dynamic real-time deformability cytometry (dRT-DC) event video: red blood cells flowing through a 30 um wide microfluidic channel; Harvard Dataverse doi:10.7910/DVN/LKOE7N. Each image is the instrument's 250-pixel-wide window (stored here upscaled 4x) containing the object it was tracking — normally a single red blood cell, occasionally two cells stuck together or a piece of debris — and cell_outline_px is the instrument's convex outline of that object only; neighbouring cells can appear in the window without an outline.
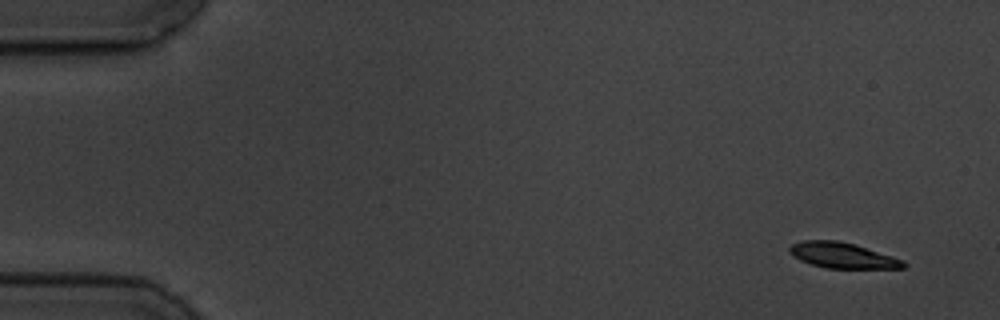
{"species": "common noctule bat (a hibernating species)", "species_latin": "Nyctalus noctula", "temperature_condition": "cold", "stored_images_in_passage": 1, "camera_frame_rate_fps": 3000, "um_per_image_px": 0.085, "animal": {"sex": "male", "body_mass_g": 19.5, "forearm_length_mm": 54.6}, "frame": {"image": 1, "passage_image": 1, "time_ms": 0.0, "image_size_px": [1000, 320], "cell_outline_px": [[908, 264], [904, 268], [824, 268], [800, 260], [792, 256], [788, 252], [788, 248], [792, 244], [800, 240], [836, 240], [856, 244], [904, 260]], "centroid_in_image_um": [71.59, 21.7], "position_along_channel_um": 13.4, "area_um2": 17.17}}